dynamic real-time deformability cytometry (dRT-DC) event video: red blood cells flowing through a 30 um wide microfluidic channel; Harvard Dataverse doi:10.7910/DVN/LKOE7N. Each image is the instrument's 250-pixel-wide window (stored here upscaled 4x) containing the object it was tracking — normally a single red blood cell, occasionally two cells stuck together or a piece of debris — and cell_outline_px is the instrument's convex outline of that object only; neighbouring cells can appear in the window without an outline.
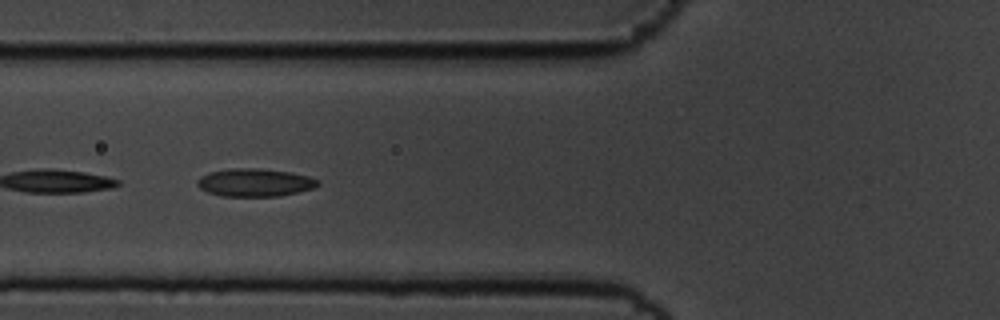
{"species": "common noctule bat (a hibernating species)", "species_latin": "Nyctalus noctula", "temperature_condition": "cold", "stored_images_in_passage": 29, "camera_frame_rate_fps": 3000, "um_per_image_px": 0.085, "animal": {"sex": "male", "body_mass_g": 19.5, "forearm_length_mm": 54.6}, "frame": {"image": 1, "passage_image": 21, "time_ms": 6.667, "image_size_px": [1000, 320], "cell_outline_px": [[320, 184], [312, 188], [280, 196], [220, 196], [208, 192], [200, 188], [196, 184], [196, 180], [200, 176], [208, 172], [232, 168], [260, 168], [288, 172], [308, 176], [320, 180]], "centroid_in_image_um": [21.62, 15.51], "position_along_channel_um": 104.2, "area_um2": 19.65}}
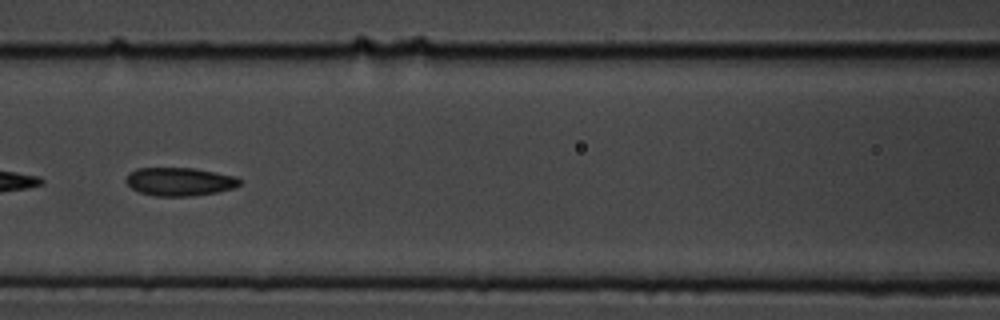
{"frame": {"image": 2, "passage_image": 25, "time_ms": 8.0, "image_size_px": [1000, 320], "cell_outline_px": [[240, 184], [236, 188], [216, 192], [188, 196], [156, 196], [140, 192], [132, 188], [124, 180], [128, 172], [136, 168], [192, 168], [236, 176], [240, 180]], "centroid_in_image_um": [15.24, 15.43], "position_along_channel_um": 151.4, "area_um2": 18.73}}